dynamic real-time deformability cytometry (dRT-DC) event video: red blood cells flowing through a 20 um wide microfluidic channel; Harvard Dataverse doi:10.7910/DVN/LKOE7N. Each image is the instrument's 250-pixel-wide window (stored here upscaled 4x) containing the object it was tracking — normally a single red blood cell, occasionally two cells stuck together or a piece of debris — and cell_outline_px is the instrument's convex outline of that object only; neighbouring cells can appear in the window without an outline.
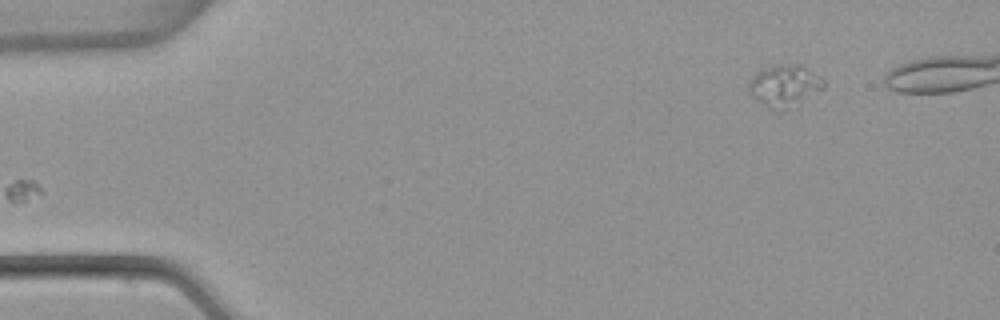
{"species": "common noctule bat (a hibernating species)", "species_latin": "Nyctalus noctula", "temperature_condition": "warm", "stored_images_in_passage": 42, "segment_of_instrument_passage": [1, 2], "camera_frame_rate_fps": 3000, "um_per_image_px": 0.085, "animal": {"sex": "female", "body_mass_g": 22.7, "forearm_length_mm": 54.2}, "frame": {"image": 1, "passage_image": 1, "time_ms": 0.0, "image_size_px": [1000, 320], "cell_outline_px": [[824, 88], [784, 112], [768, 108], [752, 96], [748, 92], [748, 84], [752, 76], [760, 68], [768, 64], [800, 64], [808, 68], [820, 76], [824, 80]], "centroid_in_image_um": [66.65, 7.26], "position_along_channel_um": 18.4, "area_um2": 18.73}}
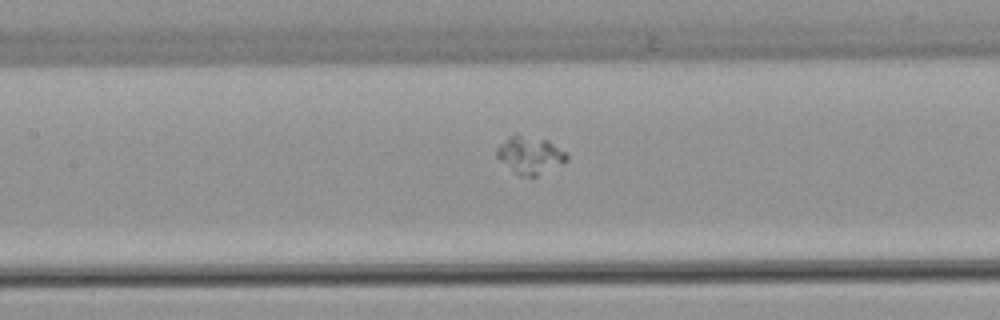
{"frame": {"image": 2, "passage_image": 20, "time_ms": 6.333, "image_size_px": [1000, 320], "cell_outline_px": [[568, 160], [564, 164], [536, 176], [520, 176], [500, 160], [496, 156], [496, 148], [508, 136], [516, 132], [548, 140], [564, 152], [568, 156]], "centroid_in_image_um": [45.04, 13.15], "position_along_channel_um": 162.4, "area_um2": 15.43}}
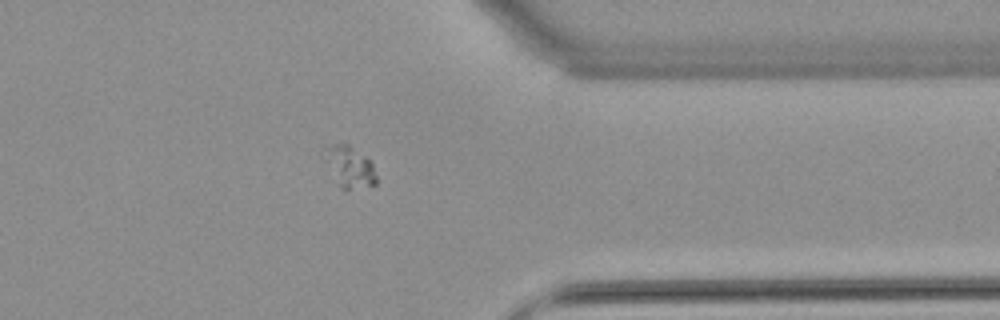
{"frame": {"image": 3, "passage_image": 38, "time_ms": 12.333, "image_size_px": [1000, 320], "cell_outline_px": [[376, 184], [348, 188], [340, 188], [336, 184], [320, 156], [320, 148], [332, 144], [348, 144], [364, 156], [372, 164], [376, 176]], "centroid_in_image_um": [29.56, 14.13], "position_along_channel_um": 381.8, "area_um2": 12.72}}